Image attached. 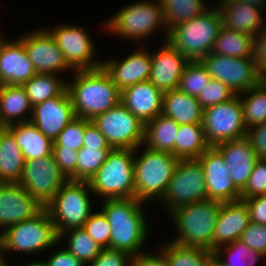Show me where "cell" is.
Segmentation results:
<instances>
[{
    "label": "cell",
    "mask_w": 266,
    "mask_h": 266,
    "mask_svg": "<svg viewBox=\"0 0 266 266\" xmlns=\"http://www.w3.org/2000/svg\"><path fill=\"white\" fill-rule=\"evenodd\" d=\"M142 203L136 198L106 199L103 202L102 211L111 228L110 249L128 252L133 257L143 253L140 248L149 235Z\"/></svg>",
    "instance_id": "6da1fadb"
},
{
    "label": "cell",
    "mask_w": 266,
    "mask_h": 266,
    "mask_svg": "<svg viewBox=\"0 0 266 266\" xmlns=\"http://www.w3.org/2000/svg\"><path fill=\"white\" fill-rule=\"evenodd\" d=\"M74 73L67 91L76 117L92 120L121 102V91L102 67Z\"/></svg>",
    "instance_id": "7a4b0ae2"
},
{
    "label": "cell",
    "mask_w": 266,
    "mask_h": 266,
    "mask_svg": "<svg viewBox=\"0 0 266 266\" xmlns=\"http://www.w3.org/2000/svg\"><path fill=\"white\" fill-rule=\"evenodd\" d=\"M221 202L203 200L176 207L169 213L179 236L174 243L184 247H199L212 251V239Z\"/></svg>",
    "instance_id": "3957f363"
},
{
    "label": "cell",
    "mask_w": 266,
    "mask_h": 266,
    "mask_svg": "<svg viewBox=\"0 0 266 266\" xmlns=\"http://www.w3.org/2000/svg\"><path fill=\"white\" fill-rule=\"evenodd\" d=\"M221 26L219 8H209L200 16L171 27L166 39L189 61L201 60L211 53Z\"/></svg>",
    "instance_id": "277c9868"
},
{
    "label": "cell",
    "mask_w": 266,
    "mask_h": 266,
    "mask_svg": "<svg viewBox=\"0 0 266 266\" xmlns=\"http://www.w3.org/2000/svg\"><path fill=\"white\" fill-rule=\"evenodd\" d=\"M179 159L169 152L151 150L134 157L135 198L141 202L162 199Z\"/></svg>",
    "instance_id": "5b68a950"
},
{
    "label": "cell",
    "mask_w": 266,
    "mask_h": 266,
    "mask_svg": "<svg viewBox=\"0 0 266 266\" xmlns=\"http://www.w3.org/2000/svg\"><path fill=\"white\" fill-rule=\"evenodd\" d=\"M137 149H112L88 182L91 192L106 199L135 198L134 157Z\"/></svg>",
    "instance_id": "8992f818"
},
{
    "label": "cell",
    "mask_w": 266,
    "mask_h": 266,
    "mask_svg": "<svg viewBox=\"0 0 266 266\" xmlns=\"http://www.w3.org/2000/svg\"><path fill=\"white\" fill-rule=\"evenodd\" d=\"M59 241L56 227L44 208L35 217L4 229L0 234V254L5 250L33 254L52 247Z\"/></svg>",
    "instance_id": "52a82bcc"
},
{
    "label": "cell",
    "mask_w": 266,
    "mask_h": 266,
    "mask_svg": "<svg viewBox=\"0 0 266 266\" xmlns=\"http://www.w3.org/2000/svg\"><path fill=\"white\" fill-rule=\"evenodd\" d=\"M88 182L68 180L45 206L60 234L72 228L83 227L91 215Z\"/></svg>",
    "instance_id": "ba28073f"
},
{
    "label": "cell",
    "mask_w": 266,
    "mask_h": 266,
    "mask_svg": "<svg viewBox=\"0 0 266 266\" xmlns=\"http://www.w3.org/2000/svg\"><path fill=\"white\" fill-rule=\"evenodd\" d=\"M106 23L105 29H110V32H114L115 35L117 33L120 37L131 38L133 40L143 39L161 26H163L162 29L165 27L167 33L165 35L167 37L169 34V30L164 21L160 0L155 3L139 1L130 4L119 10L118 13Z\"/></svg>",
    "instance_id": "9c48e42d"
},
{
    "label": "cell",
    "mask_w": 266,
    "mask_h": 266,
    "mask_svg": "<svg viewBox=\"0 0 266 266\" xmlns=\"http://www.w3.org/2000/svg\"><path fill=\"white\" fill-rule=\"evenodd\" d=\"M112 149H139L144 143L145 125L121 102L91 120Z\"/></svg>",
    "instance_id": "30bf717a"
},
{
    "label": "cell",
    "mask_w": 266,
    "mask_h": 266,
    "mask_svg": "<svg viewBox=\"0 0 266 266\" xmlns=\"http://www.w3.org/2000/svg\"><path fill=\"white\" fill-rule=\"evenodd\" d=\"M203 128L210 146L247 136L240 94L227 102L204 109Z\"/></svg>",
    "instance_id": "8fae6325"
},
{
    "label": "cell",
    "mask_w": 266,
    "mask_h": 266,
    "mask_svg": "<svg viewBox=\"0 0 266 266\" xmlns=\"http://www.w3.org/2000/svg\"><path fill=\"white\" fill-rule=\"evenodd\" d=\"M200 61L213 79L224 82L236 95L256 87L262 78L254 58L209 53Z\"/></svg>",
    "instance_id": "7c38bea8"
},
{
    "label": "cell",
    "mask_w": 266,
    "mask_h": 266,
    "mask_svg": "<svg viewBox=\"0 0 266 266\" xmlns=\"http://www.w3.org/2000/svg\"><path fill=\"white\" fill-rule=\"evenodd\" d=\"M207 199L203 168L197 160H180L162 200L168 212L178 206Z\"/></svg>",
    "instance_id": "4fadbf2b"
},
{
    "label": "cell",
    "mask_w": 266,
    "mask_h": 266,
    "mask_svg": "<svg viewBox=\"0 0 266 266\" xmlns=\"http://www.w3.org/2000/svg\"><path fill=\"white\" fill-rule=\"evenodd\" d=\"M68 180L53 155H50L37 160H25L18 183L45 207Z\"/></svg>",
    "instance_id": "5bb4252c"
},
{
    "label": "cell",
    "mask_w": 266,
    "mask_h": 266,
    "mask_svg": "<svg viewBox=\"0 0 266 266\" xmlns=\"http://www.w3.org/2000/svg\"><path fill=\"white\" fill-rule=\"evenodd\" d=\"M62 51L73 71L93 70L102 66V61L93 60L95 47L88 33L78 26L61 25L47 30Z\"/></svg>",
    "instance_id": "9a60e30c"
},
{
    "label": "cell",
    "mask_w": 266,
    "mask_h": 266,
    "mask_svg": "<svg viewBox=\"0 0 266 266\" xmlns=\"http://www.w3.org/2000/svg\"><path fill=\"white\" fill-rule=\"evenodd\" d=\"M196 160L203 168L208 200L223 203L241 199V192L231 179L228 165L214 146H210Z\"/></svg>",
    "instance_id": "2e32d148"
},
{
    "label": "cell",
    "mask_w": 266,
    "mask_h": 266,
    "mask_svg": "<svg viewBox=\"0 0 266 266\" xmlns=\"http://www.w3.org/2000/svg\"><path fill=\"white\" fill-rule=\"evenodd\" d=\"M23 42L28 58L39 74H55L71 69L65 57L47 30H35L19 37Z\"/></svg>",
    "instance_id": "e0dca14e"
},
{
    "label": "cell",
    "mask_w": 266,
    "mask_h": 266,
    "mask_svg": "<svg viewBox=\"0 0 266 266\" xmlns=\"http://www.w3.org/2000/svg\"><path fill=\"white\" fill-rule=\"evenodd\" d=\"M44 208L19 183H0V227L31 219Z\"/></svg>",
    "instance_id": "ac0fdd59"
},
{
    "label": "cell",
    "mask_w": 266,
    "mask_h": 266,
    "mask_svg": "<svg viewBox=\"0 0 266 266\" xmlns=\"http://www.w3.org/2000/svg\"><path fill=\"white\" fill-rule=\"evenodd\" d=\"M76 118L67 88L54 98L32 108L30 121L49 139L54 141L65 126Z\"/></svg>",
    "instance_id": "d6986e66"
},
{
    "label": "cell",
    "mask_w": 266,
    "mask_h": 266,
    "mask_svg": "<svg viewBox=\"0 0 266 266\" xmlns=\"http://www.w3.org/2000/svg\"><path fill=\"white\" fill-rule=\"evenodd\" d=\"M142 49V47L137 48L123 61L110 59L102 62L101 67L120 91L133 84L149 80L152 66L151 54L146 49Z\"/></svg>",
    "instance_id": "ffe728a7"
},
{
    "label": "cell",
    "mask_w": 266,
    "mask_h": 266,
    "mask_svg": "<svg viewBox=\"0 0 266 266\" xmlns=\"http://www.w3.org/2000/svg\"><path fill=\"white\" fill-rule=\"evenodd\" d=\"M151 60L149 81L163 93L176 89L189 60L175 49L167 39L158 52L151 53Z\"/></svg>",
    "instance_id": "44dd1931"
},
{
    "label": "cell",
    "mask_w": 266,
    "mask_h": 266,
    "mask_svg": "<svg viewBox=\"0 0 266 266\" xmlns=\"http://www.w3.org/2000/svg\"><path fill=\"white\" fill-rule=\"evenodd\" d=\"M230 170L235 187L242 192L248 183L258 157L247 137L222 142L214 146Z\"/></svg>",
    "instance_id": "7402d4cb"
},
{
    "label": "cell",
    "mask_w": 266,
    "mask_h": 266,
    "mask_svg": "<svg viewBox=\"0 0 266 266\" xmlns=\"http://www.w3.org/2000/svg\"><path fill=\"white\" fill-rule=\"evenodd\" d=\"M0 74L5 85H23L37 74L20 39L6 42L0 35Z\"/></svg>",
    "instance_id": "603a6c76"
},
{
    "label": "cell",
    "mask_w": 266,
    "mask_h": 266,
    "mask_svg": "<svg viewBox=\"0 0 266 266\" xmlns=\"http://www.w3.org/2000/svg\"><path fill=\"white\" fill-rule=\"evenodd\" d=\"M163 92L145 81L121 91V103L144 125L162 114Z\"/></svg>",
    "instance_id": "cb8c5ba5"
},
{
    "label": "cell",
    "mask_w": 266,
    "mask_h": 266,
    "mask_svg": "<svg viewBox=\"0 0 266 266\" xmlns=\"http://www.w3.org/2000/svg\"><path fill=\"white\" fill-rule=\"evenodd\" d=\"M249 223L248 207L243 200L221 202L212 239V251L235 240H240Z\"/></svg>",
    "instance_id": "d4e9b609"
},
{
    "label": "cell",
    "mask_w": 266,
    "mask_h": 266,
    "mask_svg": "<svg viewBox=\"0 0 266 266\" xmlns=\"http://www.w3.org/2000/svg\"><path fill=\"white\" fill-rule=\"evenodd\" d=\"M218 5L222 25L228 29L256 36L266 26L261 8L233 0H220Z\"/></svg>",
    "instance_id": "484cf974"
},
{
    "label": "cell",
    "mask_w": 266,
    "mask_h": 266,
    "mask_svg": "<svg viewBox=\"0 0 266 266\" xmlns=\"http://www.w3.org/2000/svg\"><path fill=\"white\" fill-rule=\"evenodd\" d=\"M204 109L197 97L178 88L163 94L162 114L174 119L179 125L203 123Z\"/></svg>",
    "instance_id": "4316f807"
},
{
    "label": "cell",
    "mask_w": 266,
    "mask_h": 266,
    "mask_svg": "<svg viewBox=\"0 0 266 266\" xmlns=\"http://www.w3.org/2000/svg\"><path fill=\"white\" fill-rule=\"evenodd\" d=\"M7 129L15 137L25 160H37L52 155L53 141L31 121L14 123L7 126Z\"/></svg>",
    "instance_id": "83f0119b"
},
{
    "label": "cell",
    "mask_w": 266,
    "mask_h": 266,
    "mask_svg": "<svg viewBox=\"0 0 266 266\" xmlns=\"http://www.w3.org/2000/svg\"><path fill=\"white\" fill-rule=\"evenodd\" d=\"M32 108L22 85H4L0 89V119L6 126L30 121Z\"/></svg>",
    "instance_id": "f1b7e54d"
},
{
    "label": "cell",
    "mask_w": 266,
    "mask_h": 266,
    "mask_svg": "<svg viewBox=\"0 0 266 266\" xmlns=\"http://www.w3.org/2000/svg\"><path fill=\"white\" fill-rule=\"evenodd\" d=\"M179 130V124L172 118L163 114L158 115L145 124V147L161 152H169L174 155L175 139Z\"/></svg>",
    "instance_id": "f546056e"
},
{
    "label": "cell",
    "mask_w": 266,
    "mask_h": 266,
    "mask_svg": "<svg viewBox=\"0 0 266 266\" xmlns=\"http://www.w3.org/2000/svg\"><path fill=\"white\" fill-rule=\"evenodd\" d=\"M25 159L13 134L6 129L0 136V183H18Z\"/></svg>",
    "instance_id": "4dcf8cb0"
},
{
    "label": "cell",
    "mask_w": 266,
    "mask_h": 266,
    "mask_svg": "<svg viewBox=\"0 0 266 266\" xmlns=\"http://www.w3.org/2000/svg\"><path fill=\"white\" fill-rule=\"evenodd\" d=\"M209 147L202 123L179 125L174 144V156L179 160H196Z\"/></svg>",
    "instance_id": "1f68e13d"
},
{
    "label": "cell",
    "mask_w": 266,
    "mask_h": 266,
    "mask_svg": "<svg viewBox=\"0 0 266 266\" xmlns=\"http://www.w3.org/2000/svg\"><path fill=\"white\" fill-rule=\"evenodd\" d=\"M254 36L221 26L211 53L236 58H253Z\"/></svg>",
    "instance_id": "d6a6232c"
},
{
    "label": "cell",
    "mask_w": 266,
    "mask_h": 266,
    "mask_svg": "<svg viewBox=\"0 0 266 266\" xmlns=\"http://www.w3.org/2000/svg\"><path fill=\"white\" fill-rule=\"evenodd\" d=\"M29 97L32 107L48 99L59 96L66 88L67 83L59 80L54 74H35L22 85Z\"/></svg>",
    "instance_id": "836d02e7"
},
{
    "label": "cell",
    "mask_w": 266,
    "mask_h": 266,
    "mask_svg": "<svg viewBox=\"0 0 266 266\" xmlns=\"http://www.w3.org/2000/svg\"><path fill=\"white\" fill-rule=\"evenodd\" d=\"M166 244L159 251L170 266H208L214 257L213 251L204 248L184 247L174 242Z\"/></svg>",
    "instance_id": "e575fe53"
},
{
    "label": "cell",
    "mask_w": 266,
    "mask_h": 266,
    "mask_svg": "<svg viewBox=\"0 0 266 266\" xmlns=\"http://www.w3.org/2000/svg\"><path fill=\"white\" fill-rule=\"evenodd\" d=\"M167 29L200 16L208 8L202 0H160Z\"/></svg>",
    "instance_id": "d590c367"
},
{
    "label": "cell",
    "mask_w": 266,
    "mask_h": 266,
    "mask_svg": "<svg viewBox=\"0 0 266 266\" xmlns=\"http://www.w3.org/2000/svg\"><path fill=\"white\" fill-rule=\"evenodd\" d=\"M67 233L70 238L68 248L66 249L84 264H90L103 249L94 241V239L84 230L83 227L72 228L62 232L59 236V240L63 239V235H66Z\"/></svg>",
    "instance_id": "8d00e7d4"
},
{
    "label": "cell",
    "mask_w": 266,
    "mask_h": 266,
    "mask_svg": "<svg viewBox=\"0 0 266 266\" xmlns=\"http://www.w3.org/2000/svg\"><path fill=\"white\" fill-rule=\"evenodd\" d=\"M224 246V249L223 246H221L213 251L214 258L222 266H253L256 263L257 259H263L265 257V255H263L262 253L250 249L241 240H235L234 242H231ZM223 253H228V257L226 259L227 261H224V259H222Z\"/></svg>",
    "instance_id": "74e56055"
},
{
    "label": "cell",
    "mask_w": 266,
    "mask_h": 266,
    "mask_svg": "<svg viewBox=\"0 0 266 266\" xmlns=\"http://www.w3.org/2000/svg\"><path fill=\"white\" fill-rule=\"evenodd\" d=\"M246 94L244 99L240 98L243 107V120L247 129L264 123L266 121V91L257 85L242 94ZM249 94V96H247Z\"/></svg>",
    "instance_id": "f35d334b"
},
{
    "label": "cell",
    "mask_w": 266,
    "mask_h": 266,
    "mask_svg": "<svg viewBox=\"0 0 266 266\" xmlns=\"http://www.w3.org/2000/svg\"><path fill=\"white\" fill-rule=\"evenodd\" d=\"M212 77L200 60L189 61L179 80L178 89L197 97Z\"/></svg>",
    "instance_id": "ab89813d"
},
{
    "label": "cell",
    "mask_w": 266,
    "mask_h": 266,
    "mask_svg": "<svg viewBox=\"0 0 266 266\" xmlns=\"http://www.w3.org/2000/svg\"><path fill=\"white\" fill-rule=\"evenodd\" d=\"M112 149L82 147L78 150L77 181L89 182L107 159Z\"/></svg>",
    "instance_id": "60d3db41"
},
{
    "label": "cell",
    "mask_w": 266,
    "mask_h": 266,
    "mask_svg": "<svg viewBox=\"0 0 266 266\" xmlns=\"http://www.w3.org/2000/svg\"><path fill=\"white\" fill-rule=\"evenodd\" d=\"M85 119L76 117L58 134L53 149L80 150L83 147Z\"/></svg>",
    "instance_id": "b9f144b4"
},
{
    "label": "cell",
    "mask_w": 266,
    "mask_h": 266,
    "mask_svg": "<svg viewBox=\"0 0 266 266\" xmlns=\"http://www.w3.org/2000/svg\"><path fill=\"white\" fill-rule=\"evenodd\" d=\"M236 94L224 82L217 79L211 81L201 90L197 96L203 109L214 106L219 103H224L232 99Z\"/></svg>",
    "instance_id": "7bdbcfd3"
},
{
    "label": "cell",
    "mask_w": 266,
    "mask_h": 266,
    "mask_svg": "<svg viewBox=\"0 0 266 266\" xmlns=\"http://www.w3.org/2000/svg\"><path fill=\"white\" fill-rule=\"evenodd\" d=\"M83 228L103 249L110 248L111 228L102 210L98 213H91Z\"/></svg>",
    "instance_id": "ee69618b"
},
{
    "label": "cell",
    "mask_w": 266,
    "mask_h": 266,
    "mask_svg": "<svg viewBox=\"0 0 266 266\" xmlns=\"http://www.w3.org/2000/svg\"><path fill=\"white\" fill-rule=\"evenodd\" d=\"M266 194V159L258 158L255 162L253 171L249 177L248 183L241 192V199H250L252 197Z\"/></svg>",
    "instance_id": "f6af8a7d"
},
{
    "label": "cell",
    "mask_w": 266,
    "mask_h": 266,
    "mask_svg": "<svg viewBox=\"0 0 266 266\" xmlns=\"http://www.w3.org/2000/svg\"><path fill=\"white\" fill-rule=\"evenodd\" d=\"M240 240L250 249L266 256V225L251 222L242 233Z\"/></svg>",
    "instance_id": "bcb514c9"
},
{
    "label": "cell",
    "mask_w": 266,
    "mask_h": 266,
    "mask_svg": "<svg viewBox=\"0 0 266 266\" xmlns=\"http://www.w3.org/2000/svg\"><path fill=\"white\" fill-rule=\"evenodd\" d=\"M78 151L72 149H53L52 155L60 170L71 181H77Z\"/></svg>",
    "instance_id": "7dc6e473"
},
{
    "label": "cell",
    "mask_w": 266,
    "mask_h": 266,
    "mask_svg": "<svg viewBox=\"0 0 266 266\" xmlns=\"http://www.w3.org/2000/svg\"><path fill=\"white\" fill-rule=\"evenodd\" d=\"M133 258L128 252L105 248L90 266H132Z\"/></svg>",
    "instance_id": "c3c4849f"
},
{
    "label": "cell",
    "mask_w": 266,
    "mask_h": 266,
    "mask_svg": "<svg viewBox=\"0 0 266 266\" xmlns=\"http://www.w3.org/2000/svg\"><path fill=\"white\" fill-rule=\"evenodd\" d=\"M258 158L266 159V121L247 130L246 136Z\"/></svg>",
    "instance_id": "681fc988"
},
{
    "label": "cell",
    "mask_w": 266,
    "mask_h": 266,
    "mask_svg": "<svg viewBox=\"0 0 266 266\" xmlns=\"http://www.w3.org/2000/svg\"><path fill=\"white\" fill-rule=\"evenodd\" d=\"M83 147H98V149H112L106 137L91 120L85 119V133Z\"/></svg>",
    "instance_id": "f907efd6"
},
{
    "label": "cell",
    "mask_w": 266,
    "mask_h": 266,
    "mask_svg": "<svg viewBox=\"0 0 266 266\" xmlns=\"http://www.w3.org/2000/svg\"><path fill=\"white\" fill-rule=\"evenodd\" d=\"M253 58L258 72L266 77V27L254 36Z\"/></svg>",
    "instance_id": "816d5d0a"
},
{
    "label": "cell",
    "mask_w": 266,
    "mask_h": 266,
    "mask_svg": "<svg viewBox=\"0 0 266 266\" xmlns=\"http://www.w3.org/2000/svg\"><path fill=\"white\" fill-rule=\"evenodd\" d=\"M240 200L246 203L251 222L266 225V194Z\"/></svg>",
    "instance_id": "f5cc1de1"
},
{
    "label": "cell",
    "mask_w": 266,
    "mask_h": 266,
    "mask_svg": "<svg viewBox=\"0 0 266 266\" xmlns=\"http://www.w3.org/2000/svg\"><path fill=\"white\" fill-rule=\"evenodd\" d=\"M46 266H85L81 260L70 253L67 249L56 251L49 260L44 261Z\"/></svg>",
    "instance_id": "db71d44e"
},
{
    "label": "cell",
    "mask_w": 266,
    "mask_h": 266,
    "mask_svg": "<svg viewBox=\"0 0 266 266\" xmlns=\"http://www.w3.org/2000/svg\"><path fill=\"white\" fill-rule=\"evenodd\" d=\"M132 266H170L166 257L159 252V254H145L134 257Z\"/></svg>",
    "instance_id": "11a10c76"
},
{
    "label": "cell",
    "mask_w": 266,
    "mask_h": 266,
    "mask_svg": "<svg viewBox=\"0 0 266 266\" xmlns=\"http://www.w3.org/2000/svg\"><path fill=\"white\" fill-rule=\"evenodd\" d=\"M23 266H46V264L44 263V261L43 262L42 261L41 262H39V261L37 262L36 261V262H33V263L32 262L31 263H27L26 265H23Z\"/></svg>",
    "instance_id": "9f6ffc18"
},
{
    "label": "cell",
    "mask_w": 266,
    "mask_h": 266,
    "mask_svg": "<svg viewBox=\"0 0 266 266\" xmlns=\"http://www.w3.org/2000/svg\"><path fill=\"white\" fill-rule=\"evenodd\" d=\"M208 266H222L214 257L209 262Z\"/></svg>",
    "instance_id": "6f0895ef"
},
{
    "label": "cell",
    "mask_w": 266,
    "mask_h": 266,
    "mask_svg": "<svg viewBox=\"0 0 266 266\" xmlns=\"http://www.w3.org/2000/svg\"><path fill=\"white\" fill-rule=\"evenodd\" d=\"M259 85L266 91V77H262Z\"/></svg>",
    "instance_id": "680465c9"
},
{
    "label": "cell",
    "mask_w": 266,
    "mask_h": 266,
    "mask_svg": "<svg viewBox=\"0 0 266 266\" xmlns=\"http://www.w3.org/2000/svg\"><path fill=\"white\" fill-rule=\"evenodd\" d=\"M7 129V126L3 123V121L0 119V136L1 134Z\"/></svg>",
    "instance_id": "91938a15"
},
{
    "label": "cell",
    "mask_w": 266,
    "mask_h": 266,
    "mask_svg": "<svg viewBox=\"0 0 266 266\" xmlns=\"http://www.w3.org/2000/svg\"><path fill=\"white\" fill-rule=\"evenodd\" d=\"M0 266H7V263L4 259V255L0 254Z\"/></svg>",
    "instance_id": "94428289"
},
{
    "label": "cell",
    "mask_w": 266,
    "mask_h": 266,
    "mask_svg": "<svg viewBox=\"0 0 266 266\" xmlns=\"http://www.w3.org/2000/svg\"><path fill=\"white\" fill-rule=\"evenodd\" d=\"M5 84H4V82H3V80H2V77H1V74H0V89L4 86Z\"/></svg>",
    "instance_id": "6125c7cd"
}]
</instances>
